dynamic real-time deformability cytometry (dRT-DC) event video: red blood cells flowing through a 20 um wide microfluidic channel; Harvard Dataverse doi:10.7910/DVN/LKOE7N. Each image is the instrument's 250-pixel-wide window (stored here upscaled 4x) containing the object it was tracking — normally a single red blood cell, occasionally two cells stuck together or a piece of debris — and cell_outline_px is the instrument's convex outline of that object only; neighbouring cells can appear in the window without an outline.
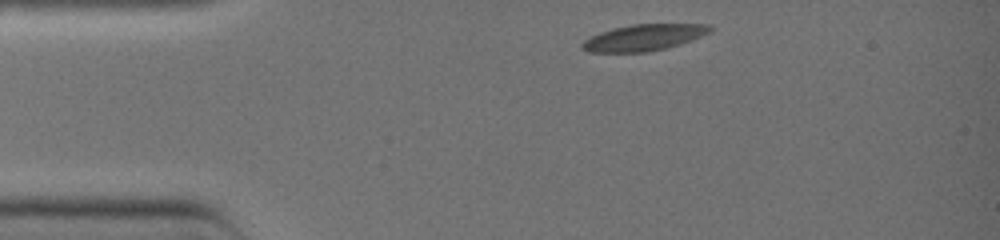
{"species": "common noctule bat (a hibernating species)", "species_latin": "Nyctalus noctula", "temperature_condition": "warm", "stored_images_in_passage": 29, "camera_frame_rate_fps": 3000, "um_per_image_px": 0.085, "animal": {"sex": "female", "body_mass_g": 19.0, "forearm_length_mm": 51.5}, "frame": {"image": 1, "passage_image": 1, "time_ms": 0.0, "image_size_px": [1000, 240], "cell_outline_px": [[712, 32], [692, 40], [680, 44], [648, 52], [588, 52], [580, 48], [580, 44], [584, 40], [600, 32], [632, 24], [712, 24]], "centroid_in_image_um": [54.74, 3.19], "position_along_channel_um": 30.3, "area_um2": 19.65}}
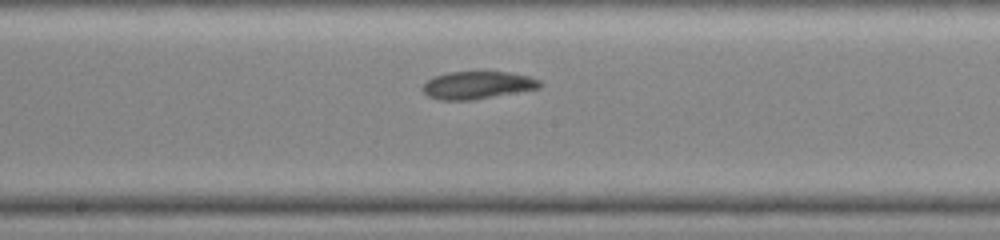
{"frame": {"image": 2, "passage_image": 15, "time_ms": 4.667, "image_size_px": [1000, 240], "cell_outline_px": [[544, 84], [540, 88], [472, 100], [440, 100], [428, 96], [424, 92], [424, 84], [428, 80], [436, 76], [448, 72], [508, 72], [528, 76], [540, 80]], "centroid_in_image_um": [40.62, 7.24], "position_along_channel_um": 207.6, "area_um2": 18.67}}
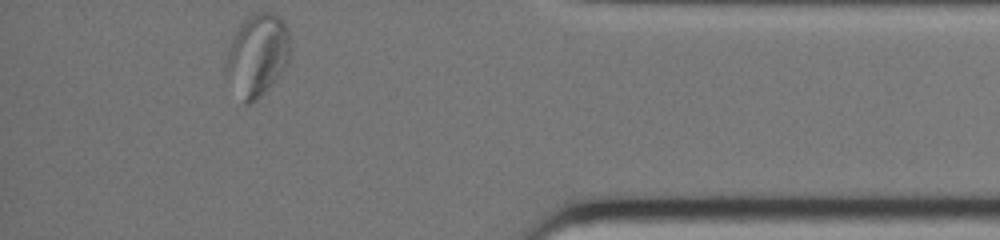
{"frame": {"image": 3, "passage_image": 29, "time_ms": 9.333, "image_size_px": [1000, 240], "cell_outline_px": [[292, 56], [288, 64], [280, 76], [256, 100], [248, 104], [244, 104], [224, 72], [224, 64], [236, 28], [252, 12], [272, 12], [280, 16], [284, 20], [288, 28]], "centroid_in_image_um": [21.91, 4.65], "position_along_channel_um": 413.3, "area_um2": 31.39}}